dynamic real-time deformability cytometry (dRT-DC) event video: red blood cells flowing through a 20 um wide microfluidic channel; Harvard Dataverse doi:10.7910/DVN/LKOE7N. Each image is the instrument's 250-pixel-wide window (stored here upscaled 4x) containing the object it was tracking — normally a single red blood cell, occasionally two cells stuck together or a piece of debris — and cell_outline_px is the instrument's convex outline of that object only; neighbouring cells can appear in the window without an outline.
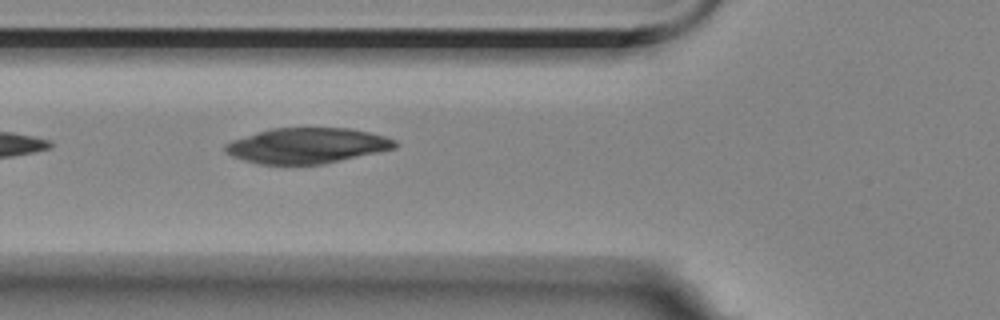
{"species": "Egyptian fruit bat (a non-hibernating species)", "species_latin": "Rousettus aegyptiacus", "temperature_condition": "room temperature", "stored_images_in_passage": 6, "camera_frame_rate_fps": 3000, "um_per_image_px": 0.085, "animal": {"sex": "female"}, "frame": {"image": 1, "passage_image": 6, "time_ms": 7.667, "image_size_px": [1000, 320], "cell_outline_px": [[400, 144], [396, 148], [324, 164], [256, 164], [232, 156], [224, 152], [224, 144], [232, 140], [256, 132], [272, 128], [348, 128], [368, 132], [384, 136], [396, 140]], "centroid_in_image_um": [26.08, 12.38], "position_along_channel_um": 99.7, "area_um2": 35.14}}